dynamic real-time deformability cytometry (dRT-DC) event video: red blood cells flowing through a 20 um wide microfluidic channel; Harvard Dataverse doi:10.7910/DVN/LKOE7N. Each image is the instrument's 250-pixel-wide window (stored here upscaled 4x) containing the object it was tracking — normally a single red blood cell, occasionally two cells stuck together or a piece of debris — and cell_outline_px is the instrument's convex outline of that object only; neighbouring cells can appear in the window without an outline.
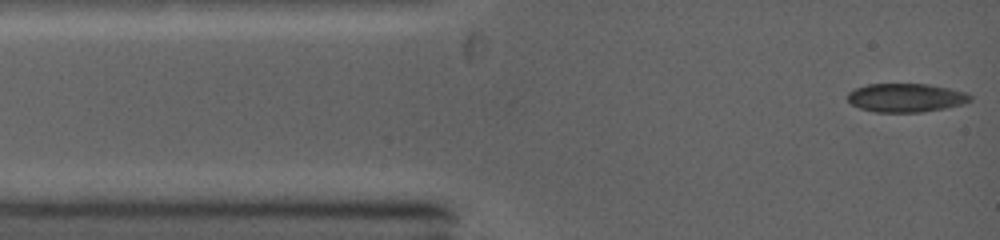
{"species": "common noctule bat (a hibernating species)", "species_latin": "Nyctalus noctula", "temperature_condition": "warm", "stored_images_in_passage": 31, "camera_frame_rate_fps": 5000, "um_per_image_px": 0.085, "animal": {"sex": "female", "body_mass_g": 19.0, "forearm_length_mm": 53.3}, "frame": {"image": 1, "passage_image": 1, "time_ms": 0.0, "image_size_px": [1000, 240], "cell_outline_px": [[972, 100], [964, 104], [944, 108], [920, 112], [876, 112], [860, 108], [852, 104], [848, 100], [848, 92], [856, 88], [868, 84], [928, 84], [948, 88], [964, 92], [972, 96]], "centroid_in_image_um": [77.01, 8.31], "position_along_channel_um": 8.0, "area_um2": 20.35}}
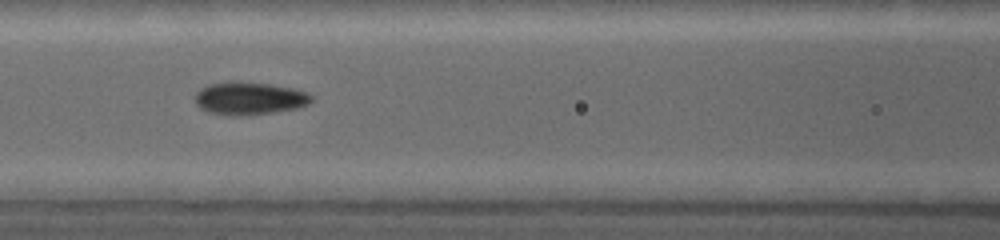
{"frame": {"image": 2, "passage_image": 12, "time_ms": 4.4, "image_size_px": [1000, 240], "cell_outline_px": [[316, 100], [308, 104], [296, 108], [272, 112], [240, 116], [236, 116], [208, 112], [200, 108], [196, 104], [192, 96], [200, 88], [208, 84], [236, 80], [240, 80], [268, 84], [292, 88], [304, 92], [312, 96]], "centroid_in_image_um": [21.14, 8.34], "position_along_channel_um": 145.5, "area_um2": 22.48}}
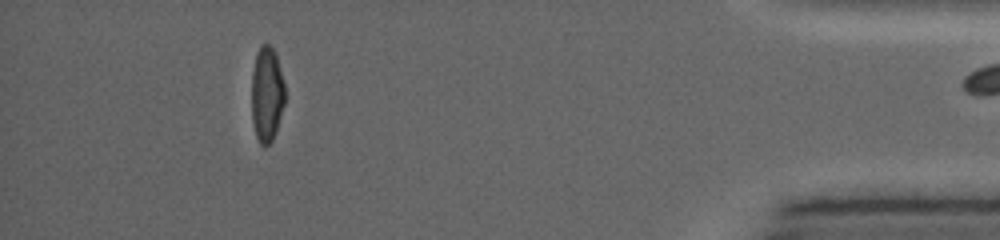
{"frame": {"image": 3, "passage_image": 30, "time_ms": 12.2, "image_size_px": [1000, 240], "cell_outline_px": [[284, 104], [276, 132], [272, 140], [264, 148], [260, 144], [256, 136], [252, 120], [252, 72], [256, 56], [260, 44], [268, 44], [272, 48], [276, 56], [284, 84]], "centroid_in_image_um": [22.67, 8.05], "position_along_channel_um": 412.5, "area_um2": 18.32}, "authors_computed_cell_mechanics": {"area_um2": 20.7502, "velocity_mm_per_s": 4.293, "shape_relaxation_time_tau1_ms": 4.7858, "shape_relaxation_time_tau2_ms": null, "deformation_change_tau1": 0.1573, "deformation_change_tau2": null}}